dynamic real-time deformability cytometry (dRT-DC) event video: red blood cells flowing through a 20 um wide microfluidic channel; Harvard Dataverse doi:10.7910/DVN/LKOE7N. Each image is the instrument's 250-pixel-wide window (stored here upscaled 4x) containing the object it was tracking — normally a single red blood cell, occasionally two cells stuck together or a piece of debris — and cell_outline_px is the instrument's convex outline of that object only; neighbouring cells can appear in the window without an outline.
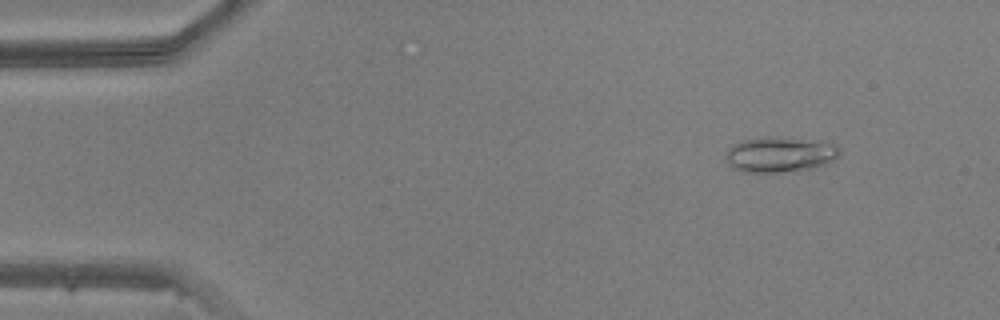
{"species": "common noctule bat (a hibernating species)", "species_latin": "Nyctalus noctula", "temperature_condition": "warm", "stored_images_in_passage": 11, "camera_frame_rate_fps": 3000, "um_per_image_px": 0.085, "animal": {"sex": "male", "body_mass_g": 20.5, "forearm_length_mm": 52.5}, "frame": {"image": 1, "passage_image": 6, "time_ms": 1.667, "image_size_px": [1000, 320], "cell_outline_px": [[840, 152], [832, 160], [824, 164], [808, 168], [776, 172], [744, 172], [732, 168], [728, 164], [724, 156], [728, 148], [732, 144], [744, 140], [768, 136], [776, 136], [824, 140], [836, 144], [840, 148]], "centroid_in_image_um": [66.27, 13.09], "position_along_channel_um": 18.7, "area_um2": 23.7}}